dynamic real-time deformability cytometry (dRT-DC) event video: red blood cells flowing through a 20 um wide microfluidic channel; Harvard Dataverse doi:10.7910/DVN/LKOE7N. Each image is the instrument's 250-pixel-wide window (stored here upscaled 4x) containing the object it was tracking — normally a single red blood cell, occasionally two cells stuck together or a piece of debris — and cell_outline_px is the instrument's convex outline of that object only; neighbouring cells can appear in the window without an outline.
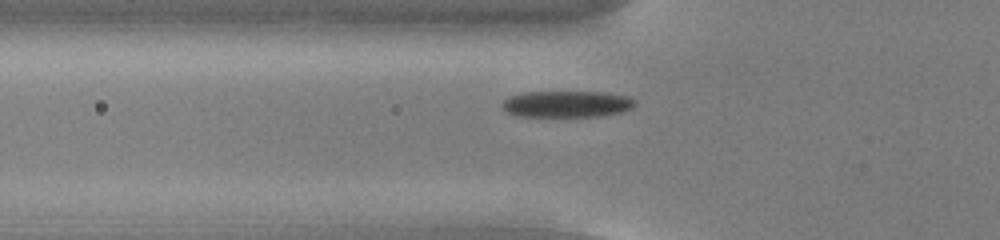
{"species": "common noctule bat (a hibernating species)", "species_latin": "Nyctalus noctula", "temperature_condition": "cold", "stored_images_in_passage": 47, "camera_frame_rate_fps": 3000, "um_per_image_px": 0.085, "animal": {"sex": "male", "body_mass_g": 13.0, "forearm_length_mm": 53.1}, "frame": {"image": 1, "passage_image": 12, "time_ms": 3.667, "image_size_px": [1000, 240], "cell_outline_px": [[636, 104], [632, 108], [624, 112], [600, 116], [516, 116], [508, 112], [500, 104], [508, 96], [524, 92], [604, 92], [628, 96], [636, 100]], "centroid_in_image_um": [48.21, 8.84], "position_along_channel_um": 77.6, "area_um2": 20.63}}
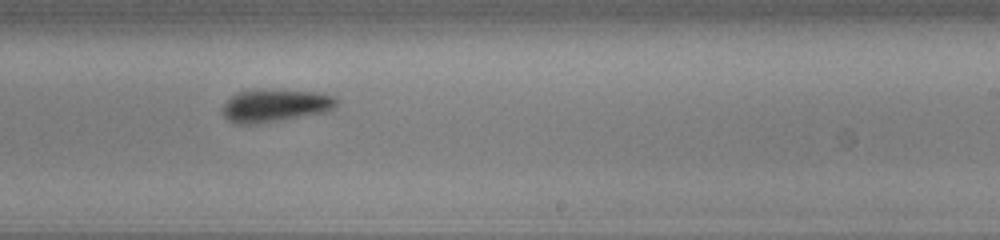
{"frame": {"image": 2, "passage_image": 27, "time_ms": 8.667, "image_size_px": [1000, 240], "cell_outline_px": [[340, 100], [336, 108], [324, 112], [256, 124], [236, 124], [228, 120], [224, 116], [224, 104], [236, 92], [256, 88], [264, 88], [316, 92], [336, 96]], "centroid_in_image_um": [23.42, 8.94], "position_along_channel_um": 265.6, "area_um2": 22.08}}
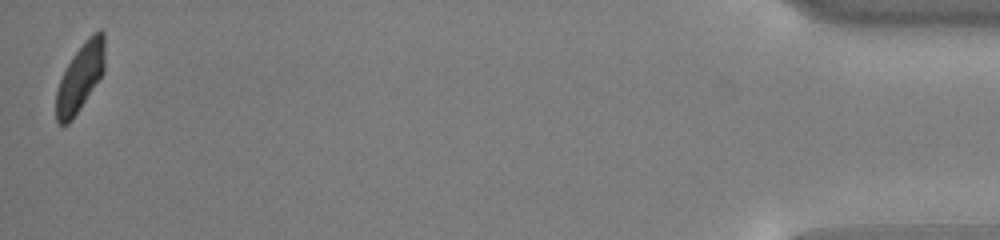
{"frame": {"image": 3, "passage_image": 47, "time_ms": 15.333, "image_size_px": [1000, 240], "cell_outline_px": [[104, 72], [72, 120], [68, 124], [60, 124], [56, 120], [56, 92], [60, 80], [72, 56], [88, 36], [92, 32], [100, 28], [104, 32]], "centroid_in_image_um": [6.83, 6.54], "position_along_channel_um": 428.4, "area_um2": 19.13}, "authors_computed_cell_mechanics": {"area_um2": 20.6924, "velocity_mm_per_s": 3.7635, "shape_relaxation_time_tau1_ms": 2.7025, "shape_relaxation_time_tau2_ms": null, "deformation_change_tau1": 0.1382, "deformation_change_tau2": null}}